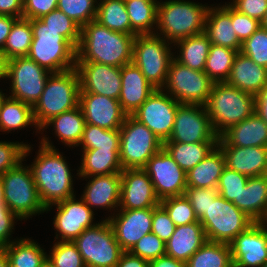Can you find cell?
<instances>
[{
    "mask_svg": "<svg viewBox=\"0 0 267 267\" xmlns=\"http://www.w3.org/2000/svg\"><path fill=\"white\" fill-rule=\"evenodd\" d=\"M135 36L112 31L96 20L90 21L81 28L76 62L122 67L132 62Z\"/></svg>",
    "mask_w": 267,
    "mask_h": 267,
    "instance_id": "6da1fadb",
    "label": "cell"
},
{
    "mask_svg": "<svg viewBox=\"0 0 267 267\" xmlns=\"http://www.w3.org/2000/svg\"><path fill=\"white\" fill-rule=\"evenodd\" d=\"M38 155L30 169L41 203L49 205L75 196L73 176L65 157L57 151L47 137H42Z\"/></svg>",
    "mask_w": 267,
    "mask_h": 267,
    "instance_id": "7a4b0ae2",
    "label": "cell"
},
{
    "mask_svg": "<svg viewBox=\"0 0 267 267\" xmlns=\"http://www.w3.org/2000/svg\"><path fill=\"white\" fill-rule=\"evenodd\" d=\"M209 8L185 0L158 2L155 27L160 33L156 31L154 34L174 44L178 40L204 33Z\"/></svg>",
    "mask_w": 267,
    "mask_h": 267,
    "instance_id": "3957f363",
    "label": "cell"
},
{
    "mask_svg": "<svg viewBox=\"0 0 267 267\" xmlns=\"http://www.w3.org/2000/svg\"><path fill=\"white\" fill-rule=\"evenodd\" d=\"M80 81L77 70L51 73L33 115L39 132L53 117L79 106Z\"/></svg>",
    "mask_w": 267,
    "mask_h": 267,
    "instance_id": "277c9868",
    "label": "cell"
},
{
    "mask_svg": "<svg viewBox=\"0 0 267 267\" xmlns=\"http://www.w3.org/2000/svg\"><path fill=\"white\" fill-rule=\"evenodd\" d=\"M205 107L215 133L220 136L254 113V95L226 82L214 83Z\"/></svg>",
    "mask_w": 267,
    "mask_h": 267,
    "instance_id": "5b68a950",
    "label": "cell"
},
{
    "mask_svg": "<svg viewBox=\"0 0 267 267\" xmlns=\"http://www.w3.org/2000/svg\"><path fill=\"white\" fill-rule=\"evenodd\" d=\"M33 39L28 57L51 73L75 68L76 48L40 19H31Z\"/></svg>",
    "mask_w": 267,
    "mask_h": 267,
    "instance_id": "8992f818",
    "label": "cell"
},
{
    "mask_svg": "<svg viewBox=\"0 0 267 267\" xmlns=\"http://www.w3.org/2000/svg\"><path fill=\"white\" fill-rule=\"evenodd\" d=\"M1 180L4 188L5 205L21 220L46 212L41 203L33 174L22 161L13 169L7 170Z\"/></svg>",
    "mask_w": 267,
    "mask_h": 267,
    "instance_id": "52a82bcc",
    "label": "cell"
},
{
    "mask_svg": "<svg viewBox=\"0 0 267 267\" xmlns=\"http://www.w3.org/2000/svg\"><path fill=\"white\" fill-rule=\"evenodd\" d=\"M168 43V44H167ZM171 43L156 34L136 35L132 62L155 89H163L171 60Z\"/></svg>",
    "mask_w": 267,
    "mask_h": 267,
    "instance_id": "ba28073f",
    "label": "cell"
},
{
    "mask_svg": "<svg viewBox=\"0 0 267 267\" xmlns=\"http://www.w3.org/2000/svg\"><path fill=\"white\" fill-rule=\"evenodd\" d=\"M199 222L203 226L207 241L225 244H230L235 237L254 223L235 204L220 194L211 200L206 214Z\"/></svg>",
    "mask_w": 267,
    "mask_h": 267,
    "instance_id": "9c48e42d",
    "label": "cell"
},
{
    "mask_svg": "<svg viewBox=\"0 0 267 267\" xmlns=\"http://www.w3.org/2000/svg\"><path fill=\"white\" fill-rule=\"evenodd\" d=\"M120 130L119 155L122 169L143 168L163 143L144 124L127 115Z\"/></svg>",
    "mask_w": 267,
    "mask_h": 267,
    "instance_id": "30bf717a",
    "label": "cell"
},
{
    "mask_svg": "<svg viewBox=\"0 0 267 267\" xmlns=\"http://www.w3.org/2000/svg\"><path fill=\"white\" fill-rule=\"evenodd\" d=\"M73 242L86 267H116L124 252L107 217L95 226L85 229Z\"/></svg>",
    "mask_w": 267,
    "mask_h": 267,
    "instance_id": "8fae6325",
    "label": "cell"
},
{
    "mask_svg": "<svg viewBox=\"0 0 267 267\" xmlns=\"http://www.w3.org/2000/svg\"><path fill=\"white\" fill-rule=\"evenodd\" d=\"M213 84L204 71L193 70L173 58L163 89L179 103L205 105Z\"/></svg>",
    "mask_w": 267,
    "mask_h": 267,
    "instance_id": "7c38bea8",
    "label": "cell"
},
{
    "mask_svg": "<svg viewBox=\"0 0 267 267\" xmlns=\"http://www.w3.org/2000/svg\"><path fill=\"white\" fill-rule=\"evenodd\" d=\"M50 74L51 72L28 56L7 60L6 79L11 80L9 97L34 107L44 91Z\"/></svg>",
    "mask_w": 267,
    "mask_h": 267,
    "instance_id": "4fadbf2b",
    "label": "cell"
},
{
    "mask_svg": "<svg viewBox=\"0 0 267 267\" xmlns=\"http://www.w3.org/2000/svg\"><path fill=\"white\" fill-rule=\"evenodd\" d=\"M205 105L179 103L168 141L180 143H218Z\"/></svg>",
    "mask_w": 267,
    "mask_h": 267,
    "instance_id": "5bb4252c",
    "label": "cell"
},
{
    "mask_svg": "<svg viewBox=\"0 0 267 267\" xmlns=\"http://www.w3.org/2000/svg\"><path fill=\"white\" fill-rule=\"evenodd\" d=\"M164 89H155L131 115L151 130L164 143L171 136L179 102Z\"/></svg>",
    "mask_w": 267,
    "mask_h": 267,
    "instance_id": "9a60e30c",
    "label": "cell"
},
{
    "mask_svg": "<svg viewBox=\"0 0 267 267\" xmlns=\"http://www.w3.org/2000/svg\"><path fill=\"white\" fill-rule=\"evenodd\" d=\"M150 177L159 200L182 196L187 188L186 172L162 148L142 168Z\"/></svg>",
    "mask_w": 267,
    "mask_h": 267,
    "instance_id": "2e32d148",
    "label": "cell"
},
{
    "mask_svg": "<svg viewBox=\"0 0 267 267\" xmlns=\"http://www.w3.org/2000/svg\"><path fill=\"white\" fill-rule=\"evenodd\" d=\"M75 196L67 198L66 200L49 205L46 207V212L52 209V206L57 207L53 224L56 229L55 238L60 241H73L85 229L95 226L93 223L94 212L82 198L76 200ZM59 232V233H58ZM58 233V234H57Z\"/></svg>",
    "mask_w": 267,
    "mask_h": 267,
    "instance_id": "e0dca14e",
    "label": "cell"
},
{
    "mask_svg": "<svg viewBox=\"0 0 267 267\" xmlns=\"http://www.w3.org/2000/svg\"><path fill=\"white\" fill-rule=\"evenodd\" d=\"M80 93H94L119 100L121 92V67L95 62H76Z\"/></svg>",
    "mask_w": 267,
    "mask_h": 267,
    "instance_id": "ac0fdd59",
    "label": "cell"
},
{
    "mask_svg": "<svg viewBox=\"0 0 267 267\" xmlns=\"http://www.w3.org/2000/svg\"><path fill=\"white\" fill-rule=\"evenodd\" d=\"M233 267H261L267 262V232L254 222L229 244Z\"/></svg>",
    "mask_w": 267,
    "mask_h": 267,
    "instance_id": "d6986e66",
    "label": "cell"
},
{
    "mask_svg": "<svg viewBox=\"0 0 267 267\" xmlns=\"http://www.w3.org/2000/svg\"><path fill=\"white\" fill-rule=\"evenodd\" d=\"M120 175V209L154 208L160 204L153 183L142 168L123 169Z\"/></svg>",
    "mask_w": 267,
    "mask_h": 267,
    "instance_id": "ffe728a7",
    "label": "cell"
},
{
    "mask_svg": "<svg viewBox=\"0 0 267 267\" xmlns=\"http://www.w3.org/2000/svg\"><path fill=\"white\" fill-rule=\"evenodd\" d=\"M115 216H109L108 221L115 238L123 251L131 248L152 230L153 208L124 210L119 209Z\"/></svg>",
    "mask_w": 267,
    "mask_h": 267,
    "instance_id": "44dd1931",
    "label": "cell"
},
{
    "mask_svg": "<svg viewBox=\"0 0 267 267\" xmlns=\"http://www.w3.org/2000/svg\"><path fill=\"white\" fill-rule=\"evenodd\" d=\"M79 106L85 123L103 129H120L127 114L119 100L94 93H79Z\"/></svg>",
    "mask_w": 267,
    "mask_h": 267,
    "instance_id": "7402d4cb",
    "label": "cell"
},
{
    "mask_svg": "<svg viewBox=\"0 0 267 267\" xmlns=\"http://www.w3.org/2000/svg\"><path fill=\"white\" fill-rule=\"evenodd\" d=\"M121 83L119 102L127 115H132L155 90L133 62L121 67Z\"/></svg>",
    "mask_w": 267,
    "mask_h": 267,
    "instance_id": "603a6c76",
    "label": "cell"
},
{
    "mask_svg": "<svg viewBox=\"0 0 267 267\" xmlns=\"http://www.w3.org/2000/svg\"><path fill=\"white\" fill-rule=\"evenodd\" d=\"M217 146L267 147V125L253 113L224 131Z\"/></svg>",
    "mask_w": 267,
    "mask_h": 267,
    "instance_id": "cb8c5ba5",
    "label": "cell"
},
{
    "mask_svg": "<svg viewBox=\"0 0 267 267\" xmlns=\"http://www.w3.org/2000/svg\"><path fill=\"white\" fill-rule=\"evenodd\" d=\"M211 44L228 47L240 52L239 41L232 24V6L230 2L221 6L210 7L207 13L205 31Z\"/></svg>",
    "mask_w": 267,
    "mask_h": 267,
    "instance_id": "d4e9b609",
    "label": "cell"
},
{
    "mask_svg": "<svg viewBox=\"0 0 267 267\" xmlns=\"http://www.w3.org/2000/svg\"><path fill=\"white\" fill-rule=\"evenodd\" d=\"M228 169L248 177L267 175V147L218 146Z\"/></svg>",
    "mask_w": 267,
    "mask_h": 267,
    "instance_id": "484cf974",
    "label": "cell"
},
{
    "mask_svg": "<svg viewBox=\"0 0 267 267\" xmlns=\"http://www.w3.org/2000/svg\"><path fill=\"white\" fill-rule=\"evenodd\" d=\"M85 190L81 196L83 201L91 208H106L118 210L120 204L121 175L90 176Z\"/></svg>",
    "mask_w": 267,
    "mask_h": 267,
    "instance_id": "4316f807",
    "label": "cell"
},
{
    "mask_svg": "<svg viewBox=\"0 0 267 267\" xmlns=\"http://www.w3.org/2000/svg\"><path fill=\"white\" fill-rule=\"evenodd\" d=\"M226 83L255 96L267 84V68L238 52Z\"/></svg>",
    "mask_w": 267,
    "mask_h": 267,
    "instance_id": "83f0119b",
    "label": "cell"
},
{
    "mask_svg": "<svg viewBox=\"0 0 267 267\" xmlns=\"http://www.w3.org/2000/svg\"><path fill=\"white\" fill-rule=\"evenodd\" d=\"M206 241L205 231L199 221L177 226L165 242L166 254L186 263Z\"/></svg>",
    "mask_w": 267,
    "mask_h": 267,
    "instance_id": "f1b7e54d",
    "label": "cell"
},
{
    "mask_svg": "<svg viewBox=\"0 0 267 267\" xmlns=\"http://www.w3.org/2000/svg\"><path fill=\"white\" fill-rule=\"evenodd\" d=\"M232 203L254 222H259L267 210V175L249 177L239 201Z\"/></svg>",
    "mask_w": 267,
    "mask_h": 267,
    "instance_id": "f546056e",
    "label": "cell"
},
{
    "mask_svg": "<svg viewBox=\"0 0 267 267\" xmlns=\"http://www.w3.org/2000/svg\"><path fill=\"white\" fill-rule=\"evenodd\" d=\"M225 165V157L216 146L203 160L186 173L187 187L217 188Z\"/></svg>",
    "mask_w": 267,
    "mask_h": 267,
    "instance_id": "4dcf8cb0",
    "label": "cell"
},
{
    "mask_svg": "<svg viewBox=\"0 0 267 267\" xmlns=\"http://www.w3.org/2000/svg\"><path fill=\"white\" fill-rule=\"evenodd\" d=\"M82 163L77 175L82 178L90 176L109 175L121 173L119 149H92L83 150Z\"/></svg>",
    "mask_w": 267,
    "mask_h": 267,
    "instance_id": "1f68e13d",
    "label": "cell"
},
{
    "mask_svg": "<svg viewBox=\"0 0 267 267\" xmlns=\"http://www.w3.org/2000/svg\"><path fill=\"white\" fill-rule=\"evenodd\" d=\"M52 125L55 130L54 133L62 143L69 147L78 146L85 126V118L81 107L78 106L53 117L41 130L43 131L45 128L47 129L48 126Z\"/></svg>",
    "mask_w": 267,
    "mask_h": 267,
    "instance_id": "d6a6232c",
    "label": "cell"
},
{
    "mask_svg": "<svg viewBox=\"0 0 267 267\" xmlns=\"http://www.w3.org/2000/svg\"><path fill=\"white\" fill-rule=\"evenodd\" d=\"M175 45L180 49L179 55L173 57L177 62L193 70L204 71L211 45L205 33L178 40Z\"/></svg>",
    "mask_w": 267,
    "mask_h": 267,
    "instance_id": "836d02e7",
    "label": "cell"
},
{
    "mask_svg": "<svg viewBox=\"0 0 267 267\" xmlns=\"http://www.w3.org/2000/svg\"><path fill=\"white\" fill-rule=\"evenodd\" d=\"M131 22V35L154 34L157 25V0H124ZM154 30V31H153Z\"/></svg>",
    "mask_w": 267,
    "mask_h": 267,
    "instance_id": "e575fe53",
    "label": "cell"
},
{
    "mask_svg": "<svg viewBox=\"0 0 267 267\" xmlns=\"http://www.w3.org/2000/svg\"><path fill=\"white\" fill-rule=\"evenodd\" d=\"M9 267H40L47 254L38 243L21 238L5 246Z\"/></svg>",
    "mask_w": 267,
    "mask_h": 267,
    "instance_id": "d590c367",
    "label": "cell"
},
{
    "mask_svg": "<svg viewBox=\"0 0 267 267\" xmlns=\"http://www.w3.org/2000/svg\"><path fill=\"white\" fill-rule=\"evenodd\" d=\"M216 146L217 143H163V148L186 173L203 160Z\"/></svg>",
    "mask_w": 267,
    "mask_h": 267,
    "instance_id": "8d00e7d4",
    "label": "cell"
},
{
    "mask_svg": "<svg viewBox=\"0 0 267 267\" xmlns=\"http://www.w3.org/2000/svg\"><path fill=\"white\" fill-rule=\"evenodd\" d=\"M28 125H35L39 130L34 120L33 107L17 99L6 98L0 109V131L20 130Z\"/></svg>",
    "mask_w": 267,
    "mask_h": 267,
    "instance_id": "74e56055",
    "label": "cell"
},
{
    "mask_svg": "<svg viewBox=\"0 0 267 267\" xmlns=\"http://www.w3.org/2000/svg\"><path fill=\"white\" fill-rule=\"evenodd\" d=\"M186 267H233L230 245L206 241L188 259Z\"/></svg>",
    "mask_w": 267,
    "mask_h": 267,
    "instance_id": "f35d334b",
    "label": "cell"
},
{
    "mask_svg": "<svg viewBox=\"0 0 267 267\" xmlns=\"http://www.w3.org/2000/svg\"><path fill=\"white\" fill-rule=\"evenodd\" d=\"M96 21L112 31L131 35V22L124 0H100Z\"/></svg>",
    "mask_w": 267,
    "mask_h": 267,
    "instance_id": "ab89813d",
    "label": "cell"
},
{
    "mask_svg": "<svg viewBox=\"0 0 267 267\" xmlns=\"http://www.w3.org/2000/svg\"><path fill=\"white\" fill-rule=\"evenodd\" d=\"M237 53L231 48L211 44L204 72L214 83L226 82Z\"/></svg>",
    "mask_w": 267,
    "mask_h": 267,
    "instance_id": "60d3db41",
    "label": "cell"
},
{
    "mask_svg": "<svg viewBox=\"0 0 267 267\" xmlns=\"http://www.w3.org/2000/svg\"><path fill=\"white\" fill-rule=\"evenodd\" d=\"M33 39L31 20L18 18L11 28L2 51L7 60L28 56Z\"/></svg>",
    "mask_w": 267,
    "mask_h": 267,
    "instance_id": "b9f144b4",
    "label": "cell"
},
{
    "mask_svg": "<svg viewBox=\"0 0 267 267\" xmlns=\"http://www.w3.org/2000/svg\"><path fill=\"white\" fill-rule=\"evenodd\" d=\"M82 145L83 150L92 149H119L120 130L103 129L98 126L86 124L78 146Z\"/></svg>",
    "mask_w": 267,
    "mask_h": 267,
    "instance_id": "7bdbcfd3",
    "label": "cell"
},
{
    "mask_svg": "<svg viewBox=\"0 0 267 267\" xmlns=\"http://www.w3.org/2000/svg\"><path fill=\"white\" fill-rule=\"evenodd\" d=\"M40 20L48 28L58 31L77 49L80 42L81 27L74 20L58 9L42 16Z\"/></svg>",
    "mask_w": 267,
    "mask_h": 267,
    "instance_id": "ee69618b",
    "label": "cell"
},
{
    "mask_svg": "<svg viewBox=\"0 0 267 267\" xmlns=\"http://www.w3.org/2000/svg\"><path fill=\"white\" fill-rule=\"evenodd\" d=\"M97 4V0H59L57 9L82 28L90 21L96 20Z\"/></svg>",
    "mask_w": 267,
    "mask_h": 267,
    "instance_id": "f6af8a7d",
    "label": "cell"
},
{
    "mask_svg": "<svg viewBox=\"0 0 267 267\" xmlns=\"http://www.w3.org/2000/svg\"><path fill=\"white\" fill-rule=\"evenodd\" d=\"M160 205L167 211L176 227L199 221L185 195L162 199Z\"/></svg>",
    "mask_w": 267,
    "mask_h": 267,
    "instance_id": "bcb514c9",
    "label": "cell"
},
{
    "mask_svg": "<svg viewBox=\"0 0 267 267\" xmlns=\"http://www.w3.org/2000/svg\"><path fill=\"white\" fill-rule=\"evenodd\" d=\"M47 258L55 267H86L73 241H57Z\"/></svg>",
    "mask_w": 267,
    "mask_h": 267,
    "instance_id": "7dc6e473",
    "label": "cell"
},
{
    "mask_svg": "<svg viewBox=\"0 0 267 267\" xmlns=\"http://www.w3.org/2000/svg\"><path fill=\"white\" fill-rule=\"evenodd\" d=\"M240 52L256 64L267 68V29L260 26L242 43Z\"/></svg>",
    "mask_w": 267,
    "mask_h": 267,
    "instance_id": "c3c4849f",
    "label": "cell"
},
{
    "mask_svg": "<svg viewBox=\"0 0 267 267\" xmlns=\"http://www.w3.org/2000/svg\"><path fill=\"white\" fill-rule=\"evenodd\" d=\"M31 152V147L23 142L0 141V177L15 168Z\"/></svg>",
    "mask_w": 267,
    "mask_h": 267,
    "instance_id": "681fc988",
    "label": "cell"
},
{
    "mask_svg": "<svg viewBox=\"0 0 267 267\" xmlns=\"http://www.w3.org/2000/svg\"><path fill=\"white\" fill-rule=\"evenodd\" d=\"M248 178L249 177L244 174L225 167L220 176L217 190L219 194L229 202L239 201V194L242 188L247 184Z\"/></svg>",
    "mask_w": 267,
    "mask_h": 267,
    "instance_id": "f907efd6",
    "label": "cell"
},
{
    "mask_svg": "<svg viewBox=\"0 0 267 267\" xmlns=\"http://www.w3.org/2000/svg\"><path fill=\"white\" fill-rule=\"evenodd\" d=\"M146 261L155 260L166 254V245L156 234L152 232L144 235L129 251Z\"/></svg>",
    "mask_w": 267,
    "mask_h": 267,
    "instance_id": "816d5d0a",
    "label": "cell"
},
{
    "mask_svg": "<svg viewBox=\"0 0 267 267\" xmlns=\"http://www.w3.org/2000/svg\"><path fill=\"white\" fill-rule=\"evenodd\" d=\"M219 194L217 188H193L187 187L184 195L191 203L194 212L200 221V219L206 214L211 200Z\"/></svg>",
    "mask_w": 267,
    "mask_h": 267,
    "instance_id": "f5cc1de1",
    "label": "cell"
},
{
    "mask_svg": "<svg viewBox=\"0 0 267 267\" xmlns=\"http://www.w3.org/2000/svg\"><path fill=\"white\" fill-rule=\"evenodd\" d=\"M176 225L167 211L159 204L153 208L152 230L162 241L167 242L174 233Z\"/></svg>",
    "mask_w": 267,
    "mask_h": 267,
    "instance_id": "db71d44e",
    "label": "cell"
},
{
    "mask_svg": "<svg viewBox=\"0 0 267 267\" xmlns=\"http://www.w3.org/2000/svg\"><path fill=\"white\" fill-rule=\"evenodd\" d=\"M232 24L241 43L247 40L260 26L261 22L255 18L239 13L232 7Z\"/></svg>",
    "mask_w": 267,
    "mask_h": 267,
    "instance_id": "11a10c76",
    "label": "cell"
},
{
    "mask_svg": "<svg viewBox=\"0 0 267 267\" xmlns=\"http://www.w3.org/2000/svg\"><path fill=\"white\" fill-rule=\"evenodd\" d=\"M59 0H23V18L40 19L57 9Z\"/></svg>",
    "mask_w": 267,
    "mask_h": 267,
    "instance_id": "9f6ffc18",
    "label": "cell"
},
{
    "mask_svg": "<svg viewBox=\"0 0 267 267\" xmlns=\"http://www.w3.org/2000/svg\"><path fill=\"white\" fill-rule=\"evenodd\" d=\"M231 6L239 13L261 22L267 11V0H232Z\"/></svg>",
    "mask_w": 267,
    "mask_h": 267,
    "instance_id": "6f0895ef",
    "label": "cell"
},
{
    "mask_svg": "<svg viewBox=\"0 0 267 267\" xmlns=\"http://www.w3.org/2000/svg\"><path fill=\"white\" fill-rule=\"evenodd\" d=\"M16 219L20 220L6 205H0V246L13 242L9 237Z\"/></svg>",
    "mask_w": 267,
    "mask_h": 267,
    "instance_id": "680465c9",
    "label": "cell"
},
{
    "mask_svg": "<svg viewBox=\"0 0 267 267\" xmlns=\"http://www.w3.org/2000/svg\"><path fill=\"white\" fill-rule=\"evenodd\" d=\"M0 15L23 17V0H0Z\"/></svg>",
    "mask_w": 267,
    "mask_h": 267,
    "instance_id": "91938a15",
    "label": "cell"
},
{
    "mask_svg": "<svg viewBox=\"0 0 267 267\" xmlns=\"http://www.w3.org/2000/svg\"><path fill=\"white\" fill-rule=\"evenodd\" d=\"M254 103V113L267 125V84L254 96Z\"/></svg>",
    "mask_w": 267,
    "mask_h": 267,
    "instance_id": "94428289",
    "label": "cell"
},
{
    "mask_svg": "<svg viewBox=\"0 0 267 267\" xmlns=\"http://www.w3.org/2000/svg\"><path fill=\"white\" fill-rule=\"evenodd\" d=\"M148 263V261L132 255L129 251H124L120 256L116 267H148Z\"/></svg>",
    "mask_w": 267,
    "mask_h": 267,
    "instance_id": "6125c7cd",
    "label": "cell"
},
{
    "mask_svg": "<svg viewBox=\"0 0 267 267\" xmlns=\"http://www.w3.org/2000/svg\"><path fill=\"white\" fill-rule=\"evenodd\" d=\"M18 18L14 16H3L0 15V49H3V47L6 44L7 37L11 31V28L13 26V23Z\"/></svg>",
    "mask_w": 267,
    "mask_h": 267,
    "instance_id": "be15d7a7",
    "label": "cell"
},
{
    "mask_svg": "<svg viewBox=\"0 0 267 267\" xmlns=\"http://www.w3.org/2000/svg\"><path fill=\"white\" fill-rule=\"evenodd\" d=\"M148 267H186V263L165 254L149 261Z\"/></svg>",
    "mask_w": 267,
    "mask_h": 267,
    "instance_id": "e7e4bbea",
    "label": "cell"
},
{
    "mask_svg": "<svg viewBox=\"0 0 267 267\" xmlns=\"http://www.w3.org/2000/svg\"><path fill=\"white\" fill-rule=\"evenodd\" d=\"M7 59L2 49H0V79H6Z\"/></svg>",
    "mask_w": 267,
    "mask_h": 267,
    "instance_id": "03108f58",
    "label": "cell"
},
{
    "mask_svg": "<svg viewBox=\"0 0 267 267\" xmlns=\"http://www.w3.org/2000/svg\"><path fill=\"white\" fill-rule=\"evenodd\" d=\"M0 267H9L8 257L4 246H0Z\"/></svg>",
    "mask_w": 267,
    "mask_h": 267,
    "instance_id": "003e7915",
    "label": "cell"
},
{
    "mask_svg": "<svg viewBox=\"0 0 267 267\" xmlns=\"http://www.w3.org/2000/svg\"><path fill=\"white\" fill-rule=\"evenodd\" d=\"M0 205H5L4 202V188H3V183L0 177Z\"/></svg>",
    "mask_w": 267,
    "mask_h": 267,
    "instance_id": "a7ac6f4b",
    "label": "cell"
},
{
    "mask_svg": "<svg viewBox=\"0 0 267 267\" xmlns=\"http://www.w3.org/2000/svg\"><path fill=\"white\" fill-rule=\"evenodd\" d=\"M259 223L264 227L265 231L267 232V210L263 216V218L259 221Z\"/></svg>",
    "mask_w": 267,
    "mask_h": 267,
    "instance_id": "89a4df30",
    "label": "cell"
},
{
    "mask_svg": "<svg viewBox=\"0 0 267 267\" xmlns=\"http://www.w3.org/2000/svg\"><path fill=\"white\" fill-rule=\"evenodd\" d=\"M40 267H55L48 258H46V260L42 263V265Z\"/></svg>",
    "mask_w": 267,
    "mask_h": 267,
    "instance_id": "2644e50d",
    "label": "cell"
},
{
    "mask_svg": "<svg viewBox=\"0 0 267 267\" xmlns=\"http://www.w3.org/2000/svg\"><path fill=\"white\" fill-rule=\"evenodd\" d=\"M261 26L267 29V11H266L263 19L261 20Z\"/></svg>",
    "mask_w": 267,
    "mask_h": 267,
    "instance_id": "8c879c8a",
    "label": "cell"
},
{
    "mask_svg": "<svg viewBox=\"0 0 267 267\" xmlns=\"http://www.w3.org/2000/svg\"><path fill=\"white\" fill-rule=\"evenodd\" d=\"M7 96H5L4 93H2V91H0V109L4 103V101L6 100Z\"/></svg>",
    "mask_w": 267,
    "mask_h": 267,
    "instance_id": "753ad0ef",
    "label": "cell"
},
{
    "mask_svg": "<svg viewBox=\"0 0 267 267\" xmlns=\"http://www.w3.org/2000/svg\"><path fill=\"white\" fill-rule=\"evenodd\" d=\"M261 267H267V262L263 266H261Z\"/></svg>",
    "mask_w": 267,
    "mask_h": 267,
    "instance_id": "34e18365",
    "label": "cell"
}]
</instances>
